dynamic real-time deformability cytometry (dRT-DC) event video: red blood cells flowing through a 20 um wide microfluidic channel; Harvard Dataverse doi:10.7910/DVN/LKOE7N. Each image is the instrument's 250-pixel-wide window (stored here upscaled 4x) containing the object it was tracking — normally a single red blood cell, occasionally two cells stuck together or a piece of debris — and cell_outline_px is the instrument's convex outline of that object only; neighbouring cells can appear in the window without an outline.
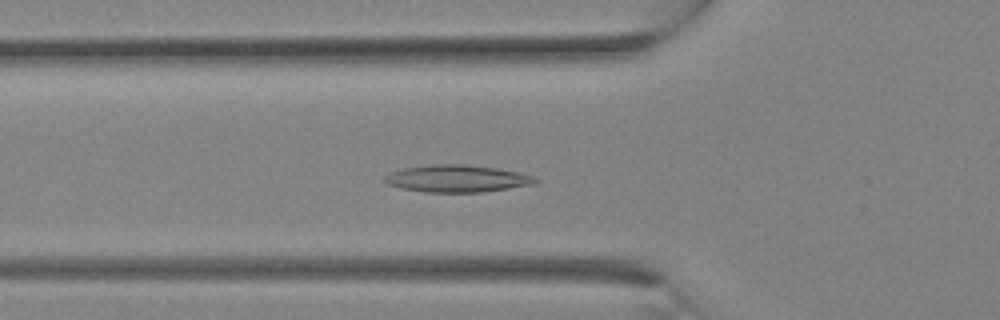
{"species": "Egyptian fruit bat (a non-hibernating species)", "species_latin": "Rousettus aegyptiacus", "temperature_condition": "room temperature", "stored_images_in_passage": 24, "camera_frame_rate_fps": 3000, "um_per_image_px": 0.085, "animal": {"sex": "female"}, "frame": {"image": 1, "passage_image": 6, "time_ms": 1.667, "image_size_px": [1000, 320], "cell_outline_px": [[540, 180], [532, 184], [484, 192], [424, 192], [400, 188], [388, 184], [384, 180], [384, 176], [392, 172], [404, 168], [428, 164], [464, 164], [496, 168], [520, 172], [536, 176]], "centroid_in_image_um": [38.86, 15.17], "position_along_channel_um": 86.9, "area_um2": 23.93}}
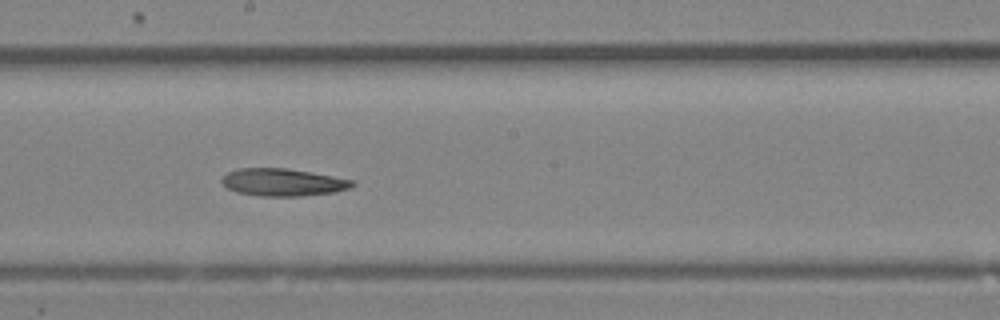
{"frame": {"image": 2, "passage_image": 12, "time_ms": 3.667, "image_size_px": [1000, 320], "cell_outline_px": [[356, 184], [348, 188], [332, 192], [300, 196], [260, 196], [236, 192], [228, 188], [220, 180], [228, 172], [240, 168], [284, 168], [332, 176], [352, 180]], "centroid_in_image_um": [24.0, 15.49], "position_along_channel_um": 224.2, "area_um2": 20.52}}
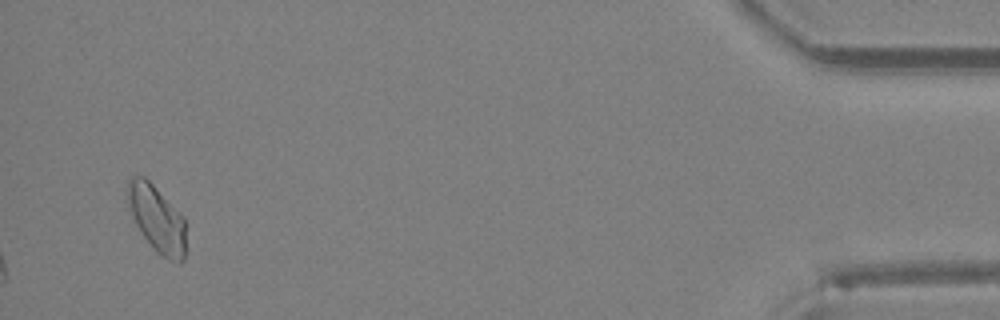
{"frame": {"image": 3, "passage_image": 24, "time_ms": 7.667, "image_size_px": [1000, 320], "cell_outline_px": [[184, 260], [180, 264], [168, 260], [156, 252], [144, 236], [136, 224], [132, 216], [128, 200], [128, 180], [132, 176], [144, 176], [184, 216]], "centroid_in_image_um": [13.35, 18.62], "position_along_channel_um": 421.9, "area_um2": 22.25}}